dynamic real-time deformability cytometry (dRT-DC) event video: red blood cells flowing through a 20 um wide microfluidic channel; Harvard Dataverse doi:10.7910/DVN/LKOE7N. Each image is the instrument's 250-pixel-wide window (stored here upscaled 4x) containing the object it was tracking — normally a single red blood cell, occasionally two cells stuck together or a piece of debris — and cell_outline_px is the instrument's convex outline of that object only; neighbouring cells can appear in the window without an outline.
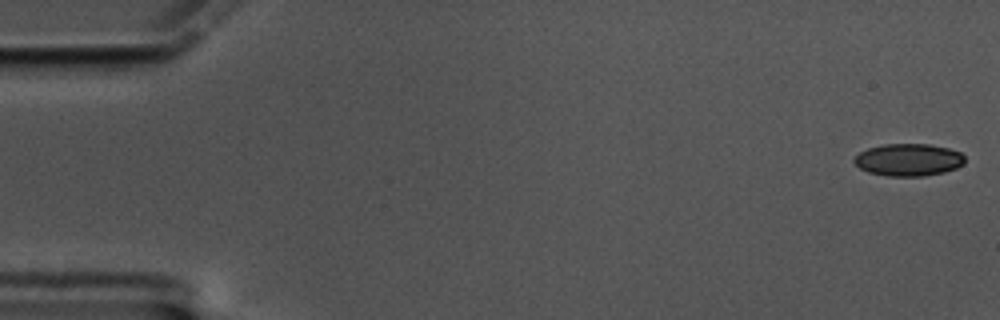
{"species": "common noctule bat (a hibernating species)", "species_latin": "Nyctalus noctula", "temperature_condition": "cold", "stored_images_in_passage": 59, "camera_frame_rate_fps": 3000, "um_per_image_px": 0.085, "animal": {"sex": "male", "body_mass_g": 17.5, "forearm_length_mm": 52.3}, "frame": {"image": 1, "passage_image": 1, "time_ms": 0.0, "image_size_px": [1000, 320], "cell_outline_px": [[964, 164], [956, 168], [944, 172], [924, 176], [888, 176], [868, 172], [860, 168], [852, 160], [860, 152], [868, 148], [884, 144], [928, 144], [948, 148], [960, 152], [964, 156]], "centroid_in_image_um": [77.22, 13.58], "position_along_channel_um": 7.8, "area_um2": 20.81}}
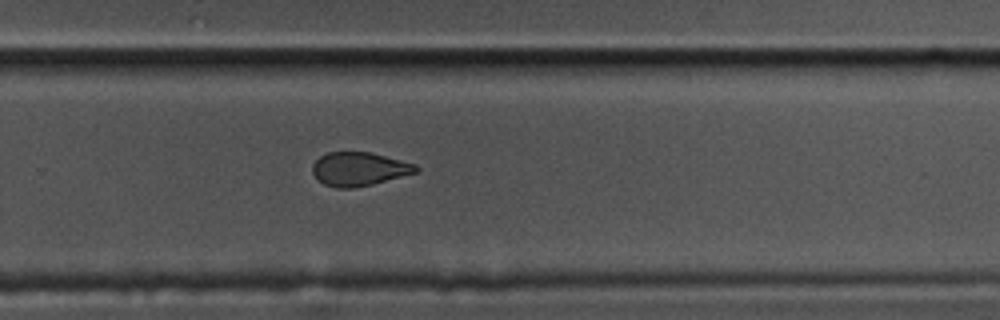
{"frame": {"image": 2, "passage_image": 39, "time_ms": 12.667, "image_size_px": [1000, 320], "cell_outline_px": [[420, 168], [416, 172], [372, 184], [352, 188], [336, 188], [324, 184], [312, 172], [312, 164], [320, 156], [328, 152], [368, 152], [416, 164]], "centroid_in_image_um": [30.5, 14.36], "position_along_channel_um": 299.3, "area_um2": 20.0}}
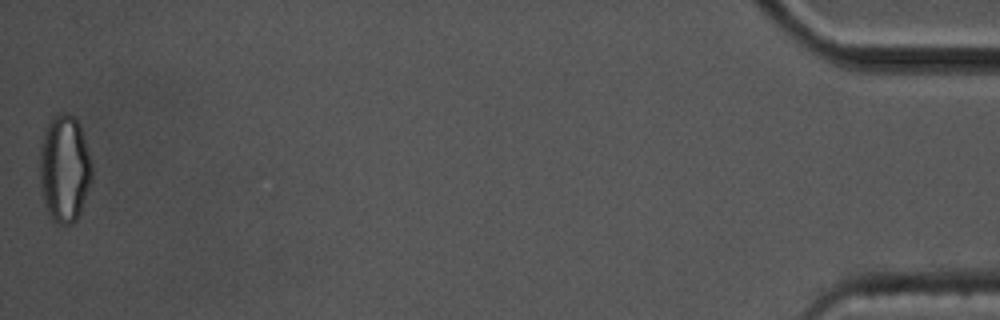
{"frame": {"image": 3, "passage_image": 59, "time_ms": 19.333, "image_size_px": [1000, 320], "cell_outline_px": [[92, 180], [80, 212], [76, 220], [72, 224], [60, 224], [52, 220], [48, 212], [44, 200], [40, 184], [40, 144], [44, 132], [52, 116], [56, 112], [64, 112], [72, 116], [76, 120], [80, 128], [92, 164]], "centroid_in_image_um": [5.47, 14.33], "position_along_channel_um": 429.7, "area_um2": 32.48}, "authors_computed_cell_mechanics": {"area_um2": 21.675, "velocity_mm_per_s": 3.3888, "shape_relaxation_time_tau1_ms": null, "shape_relaxation_time_tau2_ms": 1.7879, "deformation_change_tau1": null, "deformation_change_tau2": 0.0811}}